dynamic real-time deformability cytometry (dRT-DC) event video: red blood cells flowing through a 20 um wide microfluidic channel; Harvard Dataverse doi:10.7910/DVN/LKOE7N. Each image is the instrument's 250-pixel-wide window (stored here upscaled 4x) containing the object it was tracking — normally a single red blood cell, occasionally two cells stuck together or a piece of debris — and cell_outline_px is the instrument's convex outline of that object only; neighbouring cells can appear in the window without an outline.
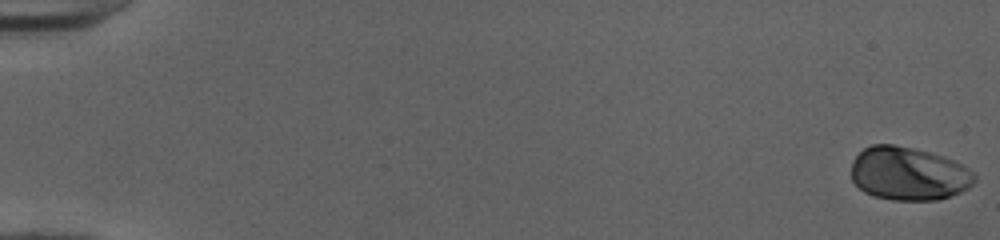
{"species": "human", "species_latin": "Homo sapiens", "temperature_condition": "cold", "stored_images_in_passage": 52, "camera_frame_rate_fps": 3000, "um_per_image_px": 0.085, "donor": {"sex": "female"}, "frame": {"image": 1, "passage_image": 1, "time_ms": 0.0, "image_size_px": [1000, 240], "cell_outline_px": [[976, 180], [968, 188], [960, 192], [940, 200], [892, 200], [872, 196], [864, 192], [852, 180], [852, 160], [864, 148], [872, 144], [892, 144], [912, 148], [944, 156], [976, 172]], "centroid_in_image_um": [77.23, 14.77], "position_along_channel_um": 7.8, "area_um2": 38.49}}
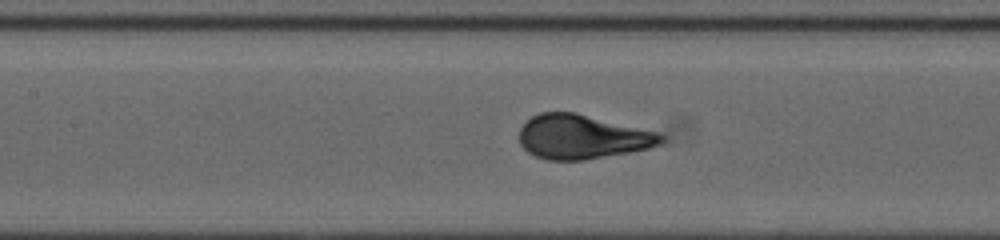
{"frame": {"image": 2, "passage_image": 26, "time_ms": 8.333, "image_size_px": [1000, 240], "cell_outline_px": [[668, 136], [660, 144], [648, 148], [628, 152], [584, 160], [548, 160], [536, 156], [528, 152], [520, 144], [520, 128], [532, 116], [540, 112], [576, 112], [660, 132]], "centroid_in_image_um": [49.53, 11.62], "position_along_channel_um": 157.9, "area_um2": 36.7}}
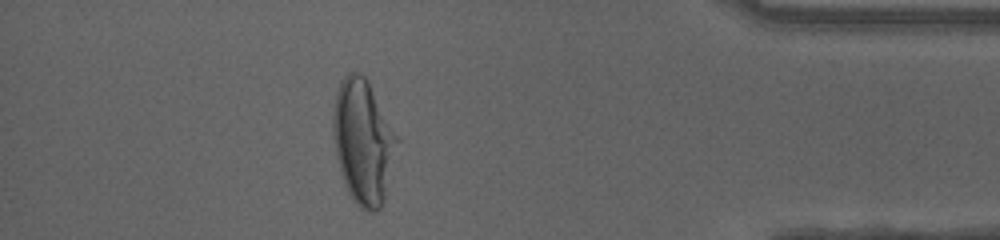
{"frame": {"image": 3, "passage_image": 47, "time_ms": 15.333, "image_size_px": [1000, 240], "cell_outline_px": [[400, 140], [384, 200], [380, 208], [376, 212], [368, 212], [360, 208], [352, 200], [344, 184], [340, 172], [336, 156], [332, 136], [332, 112], [336, 92], [340, 80], [348, 72], [356, 72], [364, 76], [368, 80], [400, 136]], "centroid_in_image_um": [30.88, 12.03], "position_along_channel_um": 404.3, "area_um2": 47.51}, "authors_computed_cell_mechanics": {"area_um2": 37.7145, "velocity_mm_per_s": 4.015, "shape_relaxation_time_tau1_ms": 3.0794, "shape_relaxation_time_tau2_ms": null, "deformation_change_tau1": 0.17, "deformation_change_tau2": null}}